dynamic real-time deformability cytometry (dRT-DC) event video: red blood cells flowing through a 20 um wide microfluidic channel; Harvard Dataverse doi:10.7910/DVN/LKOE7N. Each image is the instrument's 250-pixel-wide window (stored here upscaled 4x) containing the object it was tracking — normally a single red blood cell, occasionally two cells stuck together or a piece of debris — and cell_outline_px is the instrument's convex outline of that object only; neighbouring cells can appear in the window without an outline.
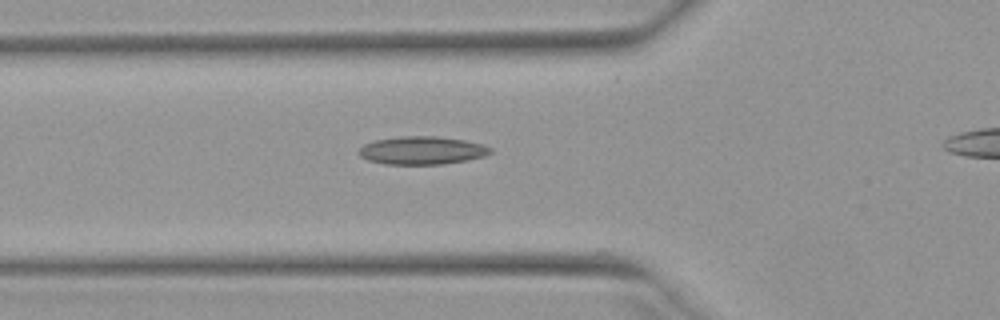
{"species": "Egyptian fruit bat (a non-hibernating species)", "species_latin": "Rousettus aegyptiacus", "temperature_condition": "warm", "stored_images_in_passage": 16, "camera_frame_rate_fps": 3000, "um_per_image_px": 0.085, "animal": {"sex": "female"}, "frame": {"image": 1, "passage_image": 3, "time_ms": 0.667, "image_size_px": [1000, 320], "cell_outline_px": [[492, 152], [484, 156], [468, 160], [444, 164], [384, 164], [368, 160], [360, 156], [356, 152], [364, 144], [376, 140], [400, 136], [436, 136], [464, 140], [484, 144], [492, 148]], "centroid_in_image_um": [35.88, 12.78], "position_along_channel_um": 89.9, "area_um2": 21.62}}
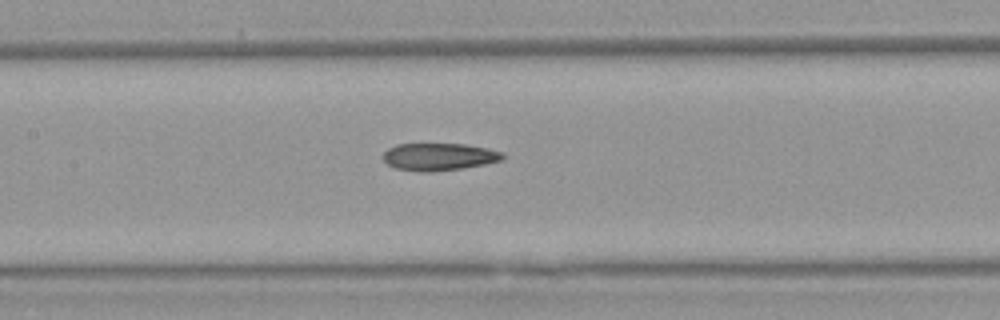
{"frame": {"image": 2, "passage_image": 9, "time_ms": 2.667, "image_size_px": [1000, 320], "cell_outline_px": [[504, 156], [500, 160], [484, 164], [464, 168], [432, 172], [420, 172], [396, 168], [388, 164], [384, 160], [384, 152], [388, 148], [396, 144], [464, 144], [488, 148], [504, 152]], "centroid_in_image_um": [37.32, 13.32], "position_along_channel_um": 170.1, "area_um2": 19.07}}
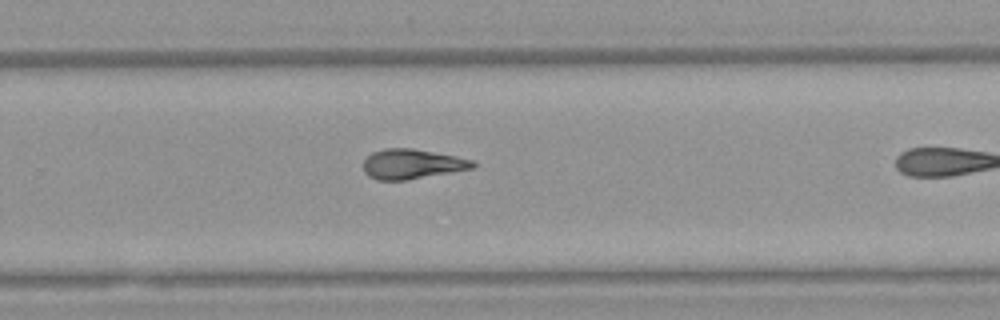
{"frame": {"image": 3, "passage_image": 15, "time_ms": 4.667, "image_size_px": [1000, 320], "cell_outline_px": [[476, 164], [472, 168], [408, 180], [376, 180], [368, 176], [364, 172], [364, 160], [372, 152], [384, 148], [412, 148], [456, 156], [476, 160]], "centroid_in_image_um": [35.01, 13.94], "position_along_channel_um": 294.8, "area_um2": 19.07}}